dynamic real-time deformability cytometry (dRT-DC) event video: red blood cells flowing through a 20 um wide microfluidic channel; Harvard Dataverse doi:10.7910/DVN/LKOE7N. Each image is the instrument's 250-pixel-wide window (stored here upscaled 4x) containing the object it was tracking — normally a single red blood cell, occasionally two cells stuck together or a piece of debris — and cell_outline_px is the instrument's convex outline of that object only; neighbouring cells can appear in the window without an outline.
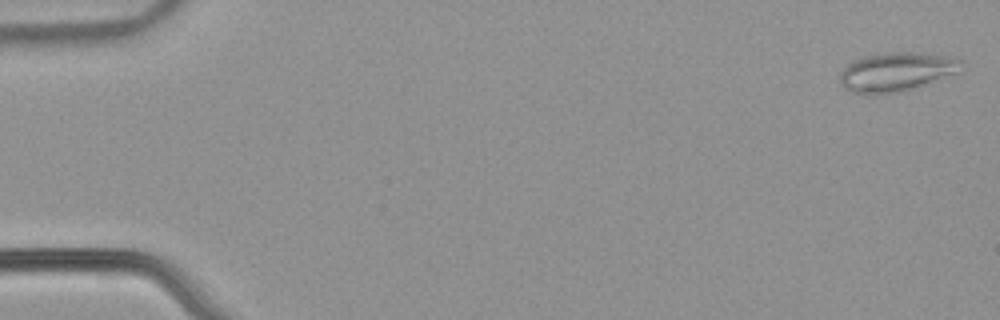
{"species": "common noctule bat (a hibernating species)", "species_latin": "Nyctalus noctula", "temperature_condition": "warm", "stored_images_in_passage": 6, "camera_frame_rate_fps": 3000, "um_per_image_px": 0.085, "animal": {"sex": "male", "body_mass_g": 21.5, "forearm_length_mm": 52.0}, "frame": {"image": 1, "passage_image": 1, "time_ms": 0.0, "image_size_px": [1000, 320], "cell_outline_px": [[964, 64], [960, 72], [900, 92], [868, 96], [852, 92], [844, 88], [840, 84], [840, 72], [852, 60], [884, 52], [920, 52], [964, 60]], "centroid_in_image_um": [76.17, 6.12], "position_along_channel_um": 8.8, "area_um2": 27.8}}